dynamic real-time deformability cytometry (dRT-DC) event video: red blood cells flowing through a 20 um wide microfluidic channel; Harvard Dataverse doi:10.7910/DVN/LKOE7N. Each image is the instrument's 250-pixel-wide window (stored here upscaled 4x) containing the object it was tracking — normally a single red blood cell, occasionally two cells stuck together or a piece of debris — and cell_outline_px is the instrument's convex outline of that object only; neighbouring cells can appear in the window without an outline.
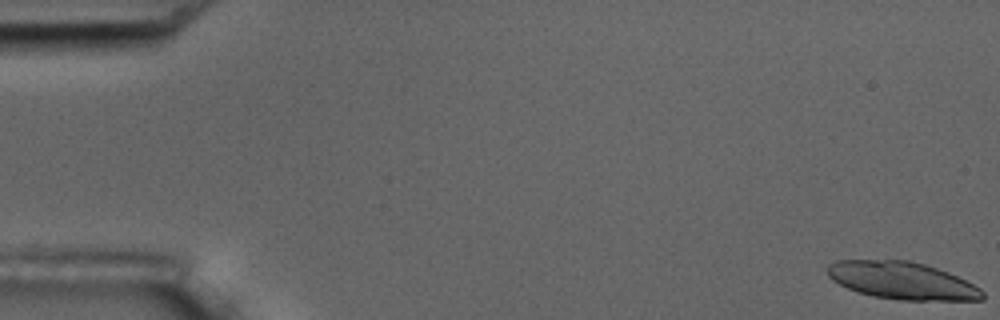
{"species": "common noctule bat (a hibernating species)", "species_latin": "Nyctalus noctula", "temperature_condition": "room temperature", "stored_images_in_passage": 4, "camera_frame_rate_fps": 3000, "um_per_image_px": 0.085, "animal": {"sex": "male", "body_mass_g": 17.5, "forearm_length_mm": 52.3}, "frame": {"image": 1, "passage_image": 1, "time_ms": 0.0, "image_size_px": [1000, 320], "cell_outline_px": [[984, 296], [980, 300], [900, 300], [872, 296], [848, 288], [832, 280], [828, 276], [828, 264], [836, 260], [908, 260], [924, 264], [948, 272], [980, 288], [984, 292]], "centroid_in_image_um": [76.66, 23.85], "position_along_channel_um": 8.3, "area_um2": 33.52}}